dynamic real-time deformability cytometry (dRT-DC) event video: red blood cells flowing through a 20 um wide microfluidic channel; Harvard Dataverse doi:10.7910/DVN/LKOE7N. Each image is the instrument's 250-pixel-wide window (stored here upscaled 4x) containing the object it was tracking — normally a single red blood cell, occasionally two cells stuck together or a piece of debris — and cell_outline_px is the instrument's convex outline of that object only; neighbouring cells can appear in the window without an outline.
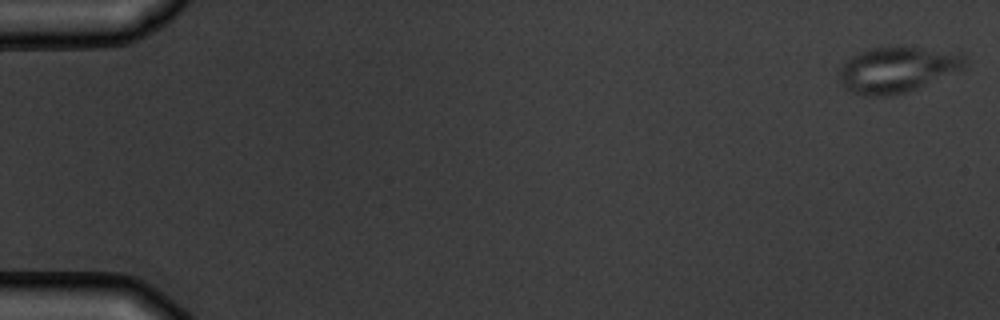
{"species": "common noctule bat (a hibernating species)", "species_latin": "Nyctalus noctula", "temperature_condition": "warm", "stored_images_in_passage": 7, "camera_frame_rate_fps": 3000, "um_per_image_px": 0.085, "animal": {"sex": "male", "body_mass_g": 19.5, "forearm_length_mm": 54.6}, "frame": {"image": 1, "passage_image": 1, "time_ms": 0.0, "image_size_px": [1000, 320], "cell_outline_px": [[968, 64], [964, 68], [916, 88], [904, 92], [888, 96], [864, 96], [852, 92], [844, 88], [840, 84], [840, 68], [852, 56], [868, 48], [920, 48], [960, 52], [964, 56]], "centroid_in_image_um": [76.26, 5.93], "position_along_channel_um": 8.7, "area_um2": 32.95}}